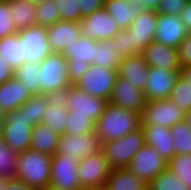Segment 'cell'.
Here are the masks:
<instances>
[{"instance_id": "obj_1", "label": "cell", "mask_w": 191, "mask_h": 190, "mask_svg": "<svg viewBox=\"0 0 191 190\" xmlns=\"http://www.w3.org/2000/svg\"><path fill=\"white\" fill-rule=\"evenodd\" d=\"M141 127L140 113L107 104L96 122L95 132L100 143L115 141Z\"/></svg>"}, {"instance_id": "obj_2", "label": "cell", "mask_w": 191, "mask_h": 190, "mask_svg": "<svg viewBox=\"0 0 191 190\" xmlns=\"http://www.w3.org/2000/svg\"><path fill=\"white\" fill-rule=\"evenodd\" d=\"M52 156L33 149L19 153L16 177L35 190L46 187L51 182Z\"/></svg>"}, {"instance_id": "obj_3", "label": "cell", "mask_w": 191, "mask_h": 190, "mask_svg": "<svg viewBox=\"0 0 191 190\" xmlns=\"http://www.w3.org/2000/svg\"><path fill=\"white\" fill-rule=\"evenodd\" d=\"M71 85L68 60L63 54L51 52L39 63L40 94L61 95Z\"/></svg>"}, {"instance_id": "obj_4", "label": "cell", "mask_w": 191, "mask_h": 190, "mask_svg": "<svg viewBox=\"0 0 191 190\" xmlns=\"http://www.w3.org/2000/svg\"><path fill=\"white\" fill-rule=\"evenodd\" d=\"M146 145L142 127L115 141L101 143L108 163L112 169L127 168L136 153Z\"/></svg>"}, {"instance_id": "obj_5", "label": "cell", "mask_w": 191, "mask_h": 190, "mask_svg": "<svg viewBox=\"0 0 191 190\" xmlns=\"http://www.w3.org/2000/svg\"><path fill=\"white\" fill-rule=\"evenodd\" d=\"M33 127L25 113L18 108L6 113L5 122L1 126V134L8 147L21 153L30 149Z\"/></svg>"}, {"instance_id": "obj_6", "label": "cell", "mask_w": 191, "mask_h": 190, "mask_svg": "<svg viewBox=\"0 0 191 190\" xmlns=\"http://www.w3.org/2000/svg\"><path fill=\"white\" fill-rule=\"evenodd\" d=\"M111 170L102 150L79 160L78 174L81 189L103 190Z\"/></svg>"}, {"instance_id": "obj_7", "label": "cell", "mask_w": 191, "mask_h": 190, "mask_svg": "<svg viewBox=\"0 0 191 190\" xmlns=\"http://www.w3.org/2000/svg\"><path fill=\"white\" fill-rule=\"evenodd\" d=\"M95 53L96 40L83 36L64 51L63 55L68 60V75L72 85L77 83L90 68L95 59Z\"/></svg>"}, {"instance_id": "obj_8", "label": "cell", "mask_w": 191, "mask_h": 190, "mask_svg": "<svg viewBox=\"0 0 191 190\" xmlns=\"http://www.w3.org/2000/svg\"><path fill=\"white\" fill-rule=\"evenodd\" d=\"M117 76L118 69L90 65V68L74 85L89 95L109 101Z\"/></svg>"}, {"instance_id": "obj_9", "label": "cell", "mask_w": 191, "mask_h": 190, "mask_svg": "<svg viewBox=\"0 0 191 190\" xmlns=\"http://www.w3.org/2000/svg\"><path fill=\"white\" fill-rule=\"evenodd\" d=\"M141 126H166L173 127L184 121L185 113L171 98L147 101L140 114Z\"/></svg>"}, {"instance_id": "obj_10", "label": "cell", "mask_w": 191, "mask_h": 190, "mask_svg": "<svg viewBox=\"0 0 191 190\" xmlns=\"http://www.w3.org/2000/svg\"><path fill=\"white\" fill-rule=\"evenodd\" d=\"M68 114L88 115L95 123L104 112L108 101L97 96H92L75 85L68 87L62 94Z\"/></svg>"}, {"instance_id": "obj_11", "label": "cell", "mask_w": 191, "mask_h": 190, "mask_svg": "<svg viewBox=\"0 0 191 190\" xmlns=\"http://www.w3.org/2000/svg\"><path fill=\"white\" fill-rule=\"evenodd\" d=\"M24 63H40L52 51L46 27L35 25L18 31Z\"/></svg>"}, {"instance_id": "obj_12", "label": "cell", "mask_w": 191, "mask_h": 190, "mask_svg": "<svg viewBox=\"0 0 191 190\" xmlns=\"http://www.w3.org/2000/svg\"><path fill=\"white\" fill-rule=\"evenodd\" d=\"M167 164L168 161L162 158L152 146L146 144L136 153L127 169L148 184L167 169Z\"/></svg>"}, {"instance_id": "obj_13", "label": "cell", "mask_w": 191, "mask_h": 190, "mask_svg": "<svg viewBox=\"0 0 191 190\" xmlns=\"http://www.w3.org/2000/svg\"><path fill=\"white\" fill-rule=\"evenodd\" d=\"M78 162L76 157L55 153L51 160L50 184L61 190H82L79 183Z\"/></svg>"}, {"instance_id": "obj_14", "label": "cell", "mask_w": 191, "mask_h": 190, "mask_svg": "<svg viewBox=\"0 0 191 190\" xmlns=\"http://www.w3.org/2000/svg\"><path fill=\"white\" fill-rule=\"evenodd\" d=\"M79 23L81 36L96 41L112 39L121 31L115 18L105 8L83 17Z\"/></svg>"}, {"instance_id": "obj_15", "label": "cell", "mask_w": 191, "mask_h": 190, "mask_svg": "<svg viewBox=\"0 0 191 190\" xmlns=\"http://www.w3.org/2000/svg\"><path fill=\"white\" fill-rule=\"evenodd\" d=\"M180 75L181 71L150 67L146 87L144 89L147 101L170 98Z\"/></svg>"}, {"instance_id": "obj_16", "label": "cell", "mask_w": 191, "mask_h": 190, "mask_svg": "<svg viewBox=\"0 0 191 190\" xmlns=\"http://www.w3.org/2000/svg\"><path fill=\"white\" fill-rule=\"evenodd\" d=\"M99 150H101V143L96 132L78 136L63 134L60 136L56 153L81 160L88 155L97 153Z\"/></svg>"}, {"instance_id": "obj_17", "label": "cell", "mask_w": 191, "mask_h": 190, "mask_svg": "<svg viewBox=\"0 0 191 190\" xmlns=\"http://www.w3.org/2000/svg\"><path fill=\"white\" fill-rule=\"evenodd\" d=\"M108 103L141 114L146 106L147 99L144 91L137 89L131 83H127L125 78L117 76Z\"/></svg>"}, {"instance_id": "obj_18", "label": "cell", "mask_w": 191, "mask_h": 190, "mask_svg": "<svg viewBox=\"0 0 191 190\" xmlns=\"http://www.w3.org/2000/svg\"><path fill=\"white\" fill-rule=\"evenodd\" d=\"M158 14L154 10H144L135 18L128 30L132 44L142 53L155 40Z\"/></svg>"}, {"instance_id": "obj_19", "label": "cell", "mask_w": 191, "mask_h": 190, "mask_svg": "<svg viewBox=\"0 0 191 190\" xmlns=\"http://www.w3.org/2000/svg\"><path fill=\"white\" fill-rule=\"evenodd\" d=\"M188 33L181 16L158 14L155 42L178 48Z\"/></svg>"}, {"instance_id": "obj_20", "label": "cell", "mask_w": 191, "mask_h": 190, "mask_svg": "<svg viewBox=\"0 0 191 190\" xmlns=\"http://www.w3.org/2000/svg\"><path fill=\"white\" fill-rule=\"evenodd\" d=\"M142 54L149 67L171 71L182 69L178 48L164 46L154 41L143 50Z\"/></svg>"}, {"instance_id": "obj_21", "label": "cell", "mask_w": 191, "mask_h": 190, "mask_svg": "<svg viewBox=\"0 0 191 190\" xmlns=\"http://www.w3.org/2000/svg\"><path fill=\"white\" fill-rule=\"evenodd\" d=\"M50 49L53 53H61L81 36L79 22L58 21L46 27Z\"/></svg>"}, {"instance_id": "obj_22", "label": "cell", "mask_w": 191, "mask_h": 190, "mask_svg": "<svg viewBox=\"0 0 191 190\" xmlns=\"http://www.w3.org/2000/svg\"><path fill=\"white\" fill-rule=\"evenodd\" d=\"M150 67L145 62L142 53L125 57L118 66V76L126 79L137 89L144 91Z\"/></svg>"}, {"instance_id": "obj_23", "label": "cell", "mask_w": 191, "mask_h": 190, "mask_svg": "<svg viewBox=\"0 0 191 190\" xmlns=\"http://www.w3.org/2000/svg\"><path fill=\"white\" fill-rule=\"evenodd\" d=\"M33 94L15 77L0 85V109L6 113L21 107Z\"/></svg>"}, {"instance_id": "obj_24", "label": "cell", "mask_w": 191, "mask_h": 190, "mask_svg": "<svg viewBox=\"0 0 191 190\" xmlns=\"http://www.w3.org/2000/svg\"><path fill=\"white\" fill-rule=\"evenodd\" d=\"M145 142L152 146L162 158L169 161L175 154L174 140L166 126H141Z\"/></svg>"}, {"instance_id": "obj_25", "label": "cell", "mask_w": 191, "mask_h": 190, "mask_svg": "<svg viewBox=\"0 0 191 190\" xmlns=\"http://www.w3.org/2000/svg\"><path fill=\"white\" fill-rule=\"evenodd\" d=\"M104 8L115 18L121 30L129 28L135 18L144 11L141 6H135L134 1L130 0H105Z\"/></svg>"}, {"instance_id": "obj_26", "label": "cell", "mask_w": 191, "mask_h": 190, "mask_svg": "<svg viewBox=\"0 0 191 190\" xmlns=\"http://www.w3.org/2000/svg\"><path fill=\"white\" fill-rule=\"evenodd\" d=\"M50 104L45 109L42 123L50 127L59 136L65 134L68 112L62 95L49 96Z\"/></svg>"}, {"instance_id": "obj_27", "label": "cell", "mask_w": 191, "mask_h": 190, "mask_svg": "<svg viewBox=\"0 0 191 190\" xmlns=\"http://www.w3.org/2000/svg\"><path fill=\"white\" fill-rule=\"evenodd\" d=\"M59 140L60 136L41 122L32 129L30 149L53 156L57 151Z\"/></svg>"}, {"instance_id": "obj_28", "label": "cell", "mask_w": 191, "mask_h": 190, "mask_svg": "<svg viewBox=\"0 0 191 190\" xmlns=\"http://www.w3.org/2000/svg\"><path fill=\"white\" fill-rule=\"evenodd\" d=\"M103 190H147V183L127 168L112 169Z\"/></svg>"}, {"instance_id": "obj_29", "label": "cell", "mask_w": 191, "mask_h": 190, "mask_svg": "<svg viewBox=\"0 0 191 190\" xmlns=\"http://www.w3.org/2000/svg\"><path fill=\"white\" fill-rule=\"evenodd\" d=\"M8 2L17 31L36 25L34 3L29 0H9Z\"/></svg>"}, {"instance_id": "obj_30", "label": "cell", "mask_w": 191, "mask_h": 190, "mask_svg": "<svg viewBox=\"0 0 191 190\" xmlns=\"http://www.w3.org/2000/svg\"><path fill=\"white\" fill-rule=\"evenodd\" d=\"M122 59L116 51L113 39L96 41L95 59L91 65L108 69H118Z\"/></svg>"}, {"instance_id": "obj_31", "label": "cell", "mask_w": 191, "mask_h": 190, "mask_svg": "<svg viewBox=\"0 0 191 190\" xmlns=\"http://www.w3.org/2000/svg\"><path fill=\"white\" fill-rule=\"evenodd\" d=\"M0 56L15 70L24 63L22 45L18 33L0 39Z\"/></svg>"}, {"instance_id": "obj_32", "label": "cell", "mask_w": 191, "mask_h": 190, "mask_svg": "<svg viewBox=\"0 0 191 190\" xmlns=\"http://www.w3.org/2000/svg\"><path fill=\"white\" fill-rule=\"evenodd\" d=\"M49 95H33L19 109L25 113L28 121L37 125L43 121L45 109L49 106Z\"/></svg>"}, {"instance_id": "obj_33", "label": "cell", "mask_w": 191, "mask_h": 190, "mask_svg": "<svg viewBox=\"0 0 191 190\" xmlns=\"http://www.w3.org/2000/svg\"><path fill=\"white\" fill-rule=\"evenodd\" d=\"M14 77L22 83L33 95L40 94L39 63H23L14 70Z\"/></svg>"}, {"instance_id": "obj_34", "label": "cell", "mask_w": 191, "mask_h": 190, "mask_svg": "<svg viewBox=\"0 0 191 190\" xmlns=\"http://www.w3.org/2000/svg\"><path fill=\"white\" fill-rule=\"evenodd\" d=\"M167 169L191 190V154H175L168 161Z\"/></svg>"}, {"instance_id": "obj_35", "label": "cell", "mask_w": 191, "mask_h": 190, "mask_svg": "<svg viewBox=\"0 0 191 190\" xmlns=\"http://www.w3.org/2000/svg\"><path fill=\"white\" fill-rule=\"evenodd\" d=\"M19 153L8 147L0 134V177L14 179Z\"/></svg>"}, {"instance_id": "obj_36", "label": "cell", "mask_w": 191, "mask_h": 190, "mask_svg": "<svg viewBox=\"0 0 191 190\" xmlns=\"http://www.w3.org/2000/svg\"><path fill=\"white\" fill-rule=\"evenodd\" d=\"M176 154H191V128L183 121L170 128Z\"/></svg>"}, {"instance_id": "obj_37", "label": "cell", "mask_w": 191, "mask_h": 190, "mask_svg": "<svg viewBox=\"0 0 191 190\" xmlns=\"http://www.w3.org/2000/svg\"><path fill=\"white\" fill-rule=\"evenodd\" d=\"M61 21L60 11L57 8L56 0H47L45 3L36 5L35 22L36 25L49 27Z\"/></svg>"}, {"instance_id": "obj_38", "label": "cell", "mask_w": 191, "mask_h": 190, "mask_svg": "<svg viewBox=\"0 0 191 190\" xmlns=\"http://www.w3.org/2000/svg\"><path fill=\"white\" fill-rule=\"evenodd\" d=\"M147 190H189L169 169L158 174L147 184Z\"/></svg>"}, {"instance_id": "obj_39", "label": "cell", "mask_w": 191, "mask_h": 190, "mask_svg": "<svg viewBox=\"0 0 191 190\" xmlns=\"http://www.w3.org/2000/svg\"><path fill=\"white\" fill-rule=\"evenodd\" d=\"M65 126V134L78 136L95 132L96 123L91 118H88V115L68 114V119Z\"/></svg>"}, {"instance_id": "obj_40", "label": "cell", "mask_w": 191, "mask_h": 190, "mask_svg": "<svg viewBox=\"0 0 191 190\" xmlns=\"http://www.w3.org/2000/svg\"><path fill=\"white\" fill-rule=\"evenodd\" d=\"M170 98L184 113L191 110V86L181 75L173 88Z\"/></svg>"}, {"instance_id": "obj_41", "label": "cell", "mask_w": 191, "mask_h": 190, "mask_svg": "<svg viewBox=\"0 0 191 190\" xmlns=\"http://www.w3.org/2000/svg\"><path fill=\"white\" fill-rule=\"evenodd\" d=\"M8 1H0V39L17 34Z\"/></svg>"}, {"instance_id": "obj_42", "label": "cell", "mask_w": 191, "mask_h": 190, "mask_svg": "<svg viewBox=\"0 0 191 190\" xmlns=\"http://www.w3.org/2000/svg\"><path fill=\"white\" fill-rule=\"evenodd\" d=\"M57 8L60 11L61 21L80 22L83 18L78 0H56Z\"/></svg>"}, {"instance_id": "obj_43", "label": "cell", "mask_w": 191, "mask_h": 190, "mask_svg": "<svg viewBox=\"0 0 191 190\" xmlns=\"http://www.w3.org/2000/svg\"><path fill=\"white\" fill-rule=\"evenodd\" d=\"M112 39L115 42L116 51L122 58L140 54V52L135 48L134 44H132V40L127 29L121 30Z\"/></svg>"}, {"instance_id": "obj_44", "label": "cell", "mask_w": 191, "mask_h": 190, "mask_svg": "<svg viewBox=\"0 0 191 190\" xmlns=\"http://www.w3.org/2000/svg\"><path fill=\"white\" fill-rule=\"evenodd\" d=\"M187 2L188 0H161L156 12L157 14L181 16Z\"/></svg>"}, {"instance_id": "obj_45", "label": "cell", "mask_w": 191, "mask_h": 190, "mask_svg": "<svg viewBox=\"0 0 191 190\" xmlns=\"http://www.w3.org/2000/svg\"><path fill=\"white\" fill-rule=\"evenodd\" d=\"M178 53L181 62V68L191 66V33L180 43Z\"/></svg>"}, {"instance_id": "obj_46", "label": "cell", "mask_w": 191, "mask_h": 190, "mask_svg": "<svg viewBox=\"0 0 191 190\" xmlns=\"http://www.w3.org/2000/svg\"><path fill=\"white\" fill-rule=\"evenodd\" d=\"M105 0H78L82 17L95 13L104 8Z\"/></svg>"}, {"instance_id": "obj_47", "label": "cell", "mask_w": 191, "mask_h": 190, "mask_svg": "<svg viewBox=\"0 0 191 190\" xmlns=\"http://www.w3.org/2000/svg\"><path fill=\"white\" fill-rule=\"evenodd\" d=\"M14 77V70L8 62H5L3 56H0V85Z\"/></svg>"}, {"instance_id": "obj_48", "label": "cell", "mask_w": 191, "mask_h": 190, "mask_svg": "<svg viewBox=\"0 0 191 190\" xmlns=\"http://www.w3.org/2000/svg\"><path fill=\"white\" fill-rule=\"evenodd\" d=\"M5 190H35L31 186H28L26 183H24L22 180H19L17 178L9 179Z\"/></svg>"}, {"instance_id": "obj_49", "label": "cell", "mask_w": 191, "mask_h": 190, "mask_svg": "<svg viewBox=\"0 0 191 190\" xmlns=\"http://www.w3.org/2000/svg\"><path fill=\"white\" fill-rule=\"evenodd\" d=\"M130 1H134L135 6H141L144 10L157 11V8L161 0H130Z\"/></svg>"}, {"instance_id": "obj_50", "label": "cell", "mask_w": 191, "mask_h": 190, "mask_svg": "<svg viewBox=\"0 0 191 190\" xmlns=\"http://www.w3.org/2000/svg\"><path fill=\"white\" fill-rule=\"evenodd\" d=\"M181 19L189 33H191V0H188L187 5L181 14Z\"/></svg>"}, {"instance_id": "obj_51", "label": "cell", "mask_w": 191, "mask_h": 190, "mask_svg": "<svg viewBox=\"0 0 191 190\" xmlns=\"http://www.w3.org/2000/svg\"><path fill=\"white\" fill-rule=\"evenodd\" d=\"M181 76L186 79L191 86V66L181 69Z\"/></svg>"}, {"instance_id": "obj_52", "label": "cell", "mask_w": 191, "mask_h": 190, "mask_svg": "<svg viewBox=\"0 0 191 190\" xmlns=\"http://www.w3.org/2000/svg\"><path fill=\"white\" fill-rule=\"evenodd\" d=\"M9 179L0 177V190H5V187L8 183Z\"/></svg>"}, {"instance_id": "obj_53", "label": "cell", "mask_w": 191, "mask_h": 190, "mask_svg": "<svg viewBox=\"0 0 191 190\" xmlns=\"http://www.w3.org/2000/svg\"><path fill=\"white\" fill-rule=\"evenodd\" d=\"M184 121L188 124V126L191 128V110L185 113Z\"/></svg>"}, {"instance_id": "obj_54", "label": "cell", "mask_w": 191, "mask_h": 190, "mask_svg": "<svg viewBox=\"0 0 191 190\" xmlns=\"http://www.w3.org/2000/svg\"><path fill=\"white\" fill-rule=\"evenodd\" d=\"M5 118H6V112L0 109V125L1 126L5 122Z\"/></svg>"}, {"instance_id": "obj_55", "label": "cell", "mask_w": 191, "mask_h": 190, "mask_svg": "<svg viewBox=\"0 0 191 190\" xmlns=\"http://www.w3.org/2000/svg\"><path fill=\"white\" fill-rule=\"evenodd\" d=\"M40 190H61L60 188H57L51 184H48L46 187H44L43 189Z\"/></svg>"}, {"instance_id": "obj_56", "label": "cell", "mask_w": 191, "mask_h": 190, "mask_svg": "<svg viewBox=\"0 0 191 190\" xmlns=\"http://www.w3.org/2000/svg\"><path fill=\"white\" fill-rule=\"evenodd\" d=\"M29 1H31L35 5H40L42 3H45L47 0H29Z\"/></svg>"}]
</instances>
